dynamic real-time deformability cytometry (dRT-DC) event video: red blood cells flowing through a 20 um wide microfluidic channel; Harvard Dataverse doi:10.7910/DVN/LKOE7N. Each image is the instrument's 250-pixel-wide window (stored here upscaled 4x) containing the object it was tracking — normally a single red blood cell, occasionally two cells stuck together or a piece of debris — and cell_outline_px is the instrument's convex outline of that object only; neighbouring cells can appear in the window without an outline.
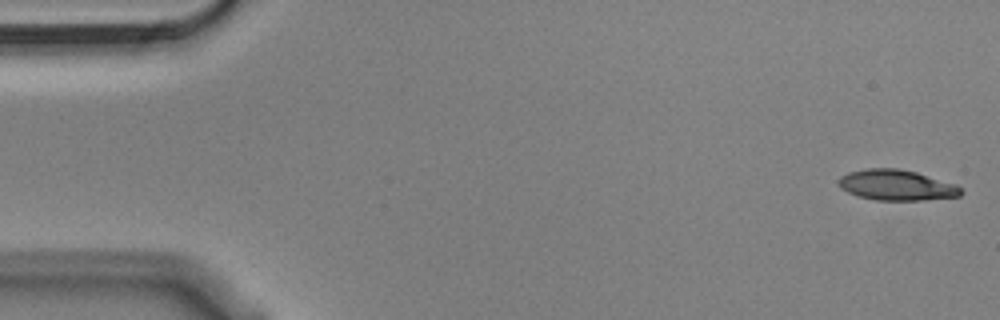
{"species": "Egyptian fruit bat (a non-hibernating species)", "species_latin": "Rousettus aegyptiacus", "temperature_condition": "cold", "stored_images_in_passage": 54, "camera_frame_rate_fps": 3000, "um_per_image_px": 0.085, "animal": {"sex": "male"}, "frame": {"image": 1, "passage_image": 1, "time_ms": 0.0, "image_size_px": [1000, 320], "cell_outline_px": [[964, 192], [960, 196], [924, 200], [876, 200], [856, 196], [840, 188], [836, 184], [836, 180], [840, 176], [848, 172], [868, 168], [896, 168], [916, 172], [956, 184]], "centroid_in_image_um": [76.16, 15.73], "position_along_channel_um": 8.8, "area_um2": 22.02}}
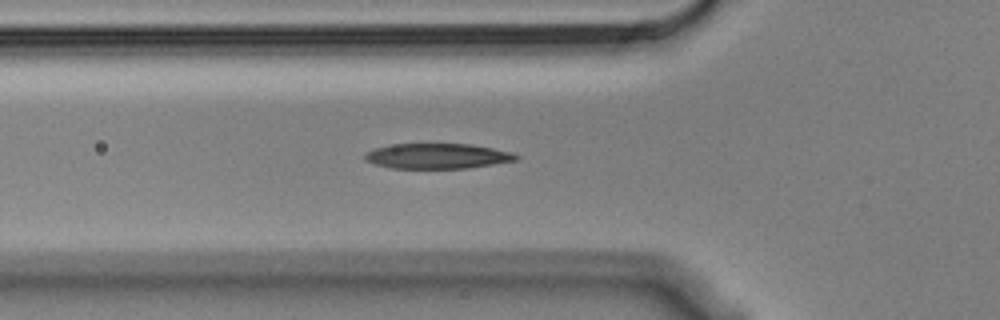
{"frame": {"image": 2, "passage_image": 18, "time_ms": 5.667, "image_size_px": [1000, 320], "cell_outline_px": [[520, 156], [516, 160], [468, 168], [392, 168], [376, 164], [364, 160], [364, 152], [376, 148], [396, 144], [472, 144], [512, 152]], "centroid_in_image_um": [37.17, 13.26], "position_along_channel_um": 88.6, "area_um2": 22.08}}
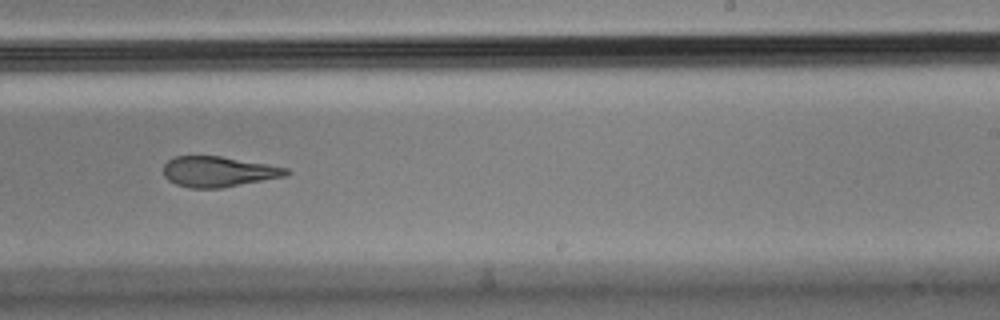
{"frame": {"image": 3, "passage_image": 33, "time_ms": 10.667, "image_size_px": [1000, 320], "cell_outline_px": [[292, 172], [288, 176], [220, 188], [188, 188], [176, 184], [168, 180], [164, 176], [164, 164], [168, 160], [176, 156], [220, 156], [288, 168]], "centroid_in_image_um": [18.57, 14.6], "position_along_channel_um": 270.4, "area_um2": 21.79}, "authors_computed_cell_mechanics": {"area_um2": 22.9466, "velocity_mm_per_s": 3.6248, "shape_relaxation_time_tau1_ms": 4.5805, "shape_relaxation_time_tau2_ms": 2.2954, "deformation_change_tau1": 0.1819, "deformation_change_tau2": 0.1249}}